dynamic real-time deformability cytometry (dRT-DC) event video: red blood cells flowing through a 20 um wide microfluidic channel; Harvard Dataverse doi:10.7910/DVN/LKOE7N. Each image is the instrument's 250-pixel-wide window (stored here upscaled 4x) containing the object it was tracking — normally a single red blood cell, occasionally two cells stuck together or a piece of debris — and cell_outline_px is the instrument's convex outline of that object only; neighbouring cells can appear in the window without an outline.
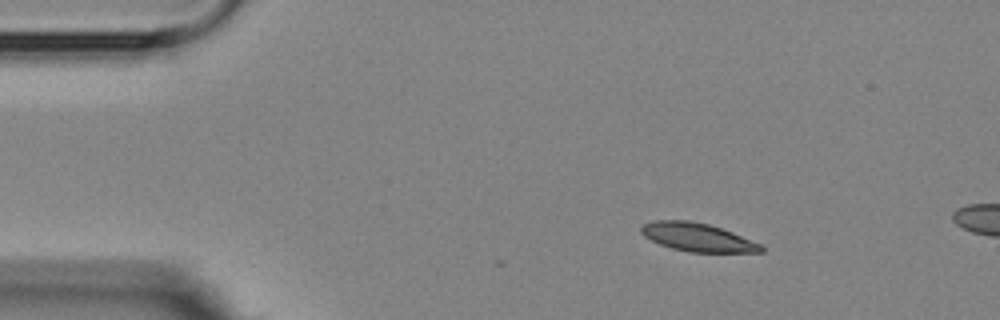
{"species": "Egyptian fruit bat (a non-hibernating species)", "species_latin": "Rousettus aegyptiacus", "temperature_condition": "room temperature", "stored_images_in_passage": 4, "camera_frame_rate_fps": 3000, "um_per_image_px": 0.085, "animal": {"sex": "female"}, "frame": {"image": 1, "passage_image": 2, "time_ms": 1.333, "image_size_px": [1000, 320], "cell_outline_px": [[764, 252], [688, 252], [672, 248], [660, 244], [644, 236], [640, 232], [640, 224], [656, 220], [688, 220], [708, 224], [732, 232], [760, 244], [764, 248]], "centroid_in_image_um": [59.24, 20.16], "position_along_channel_um": 25.8, "area_um2": 19.71}}